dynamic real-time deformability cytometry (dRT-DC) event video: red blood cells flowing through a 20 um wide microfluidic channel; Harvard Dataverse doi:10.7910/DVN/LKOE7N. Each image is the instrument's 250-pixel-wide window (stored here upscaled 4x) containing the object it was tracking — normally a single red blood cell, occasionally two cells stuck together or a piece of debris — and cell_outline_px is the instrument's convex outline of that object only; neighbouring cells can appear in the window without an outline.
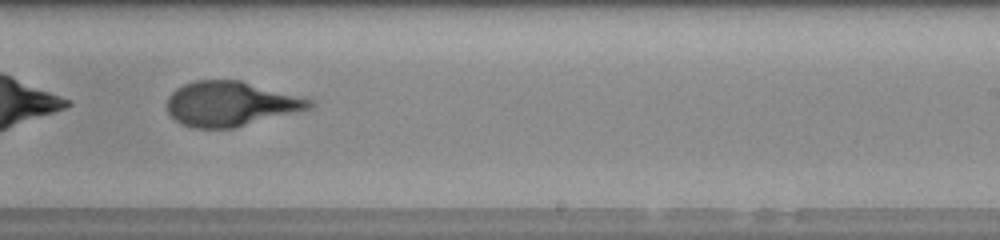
{"species": "human", "species_latin": "Homo sapiens", "temperature_condition": "room temperature", "stored_images_in_passage": 50, "camera_frame_rate_fps": 3000, "um_per_image_px": 0.085, "donor": {"sex": "male"}, "frame": {"image": 1, "passage_image": 32, "time_ms": 10.333, "image_size_px": [1000, 240], "cell_outline_px": [[316, 104], [312, 108], [300, 112], [232, 128], [192, 128], [180, 124], [168, 112], [168, 96], [176, 88], [184, 84], [196, 80], [240, 80], [316, 100]], "centroid_in_image_um": [19.66, 8.83], "position_along_channel_um": 269.3, "area_um2": 37.45}, "authors_computed_cell_mechanics": {"area_um2": 38.6104, "velocity_mm_per_s": 4.2216, "shape_relaxation_time_tau1_ms": 4.7642, "shape_relaxation_time_tau2_ms": 1.3815, "deformation_change_tau1": 0.2365, "deformation_change_tau2": 0.0854}}